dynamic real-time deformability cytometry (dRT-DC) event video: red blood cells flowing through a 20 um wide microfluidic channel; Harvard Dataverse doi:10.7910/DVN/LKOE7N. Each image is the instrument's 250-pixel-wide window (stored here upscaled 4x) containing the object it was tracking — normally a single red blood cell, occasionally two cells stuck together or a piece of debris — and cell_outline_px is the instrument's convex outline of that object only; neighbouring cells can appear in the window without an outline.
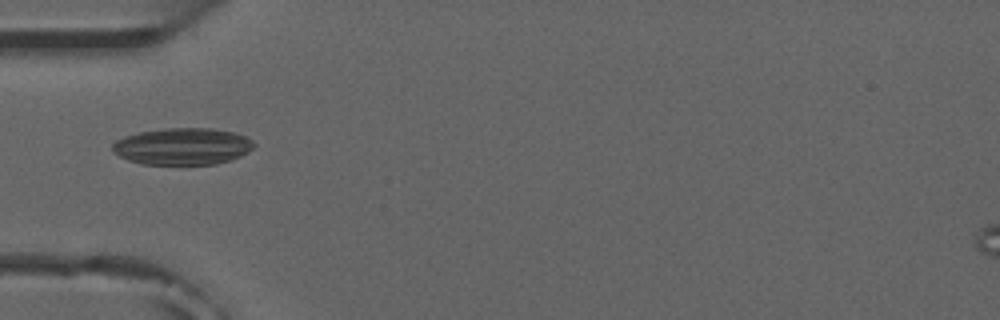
{"species": "common noctule bat (a hibernating species)", "species_latin": "Nyctalus noctula", "temperature_condition": "room temperature", "stored_images_in_passage": 8, "camera_frame_rate_fps": 3000, "um_per_image_px": 0.085, "animal": {"sex": "male", "forearm_length_mm": 52.5}, "frame": {"image": 1, "passage_image": 4, "time_ms": 3.667, "image_size_px": [1000, 320], "cell_outline_px": [[256, 144], [248, 152], [232, 160], [216, 164], [140, 164], [128, 160], [112, 152], [112, 144], [116, 140], [124, 136], [140, 132], [164, 128], [212, 128], [236, 132], [252, 140]], "centroid_in_image_um": [15.52, 12.44], "position_along_channel_um": 69.5, "area_um2": 30.58}}
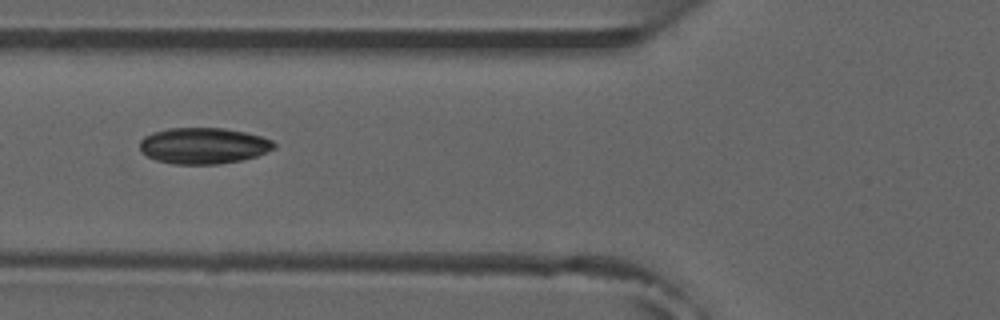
{"frame": {"image": 2, "passage_image": 5, "time_ms": 4.667, "image_size_px": [1000, 320], "cell_outline_px": [[276, 148], [268, 152], [256, 156], [240, 160], [220, 164], [172, 164], [156, 160], [140, 152], [140, 140], [144, 136], [152, 132], [168, 128], [224, 128], [244, 132], [260, 136], [272, 140], [276, 144]], "centroid_in_image_um": [17.28, 12.39], "position_along_channel_um": 108.5, "area_um2": 28.44}}
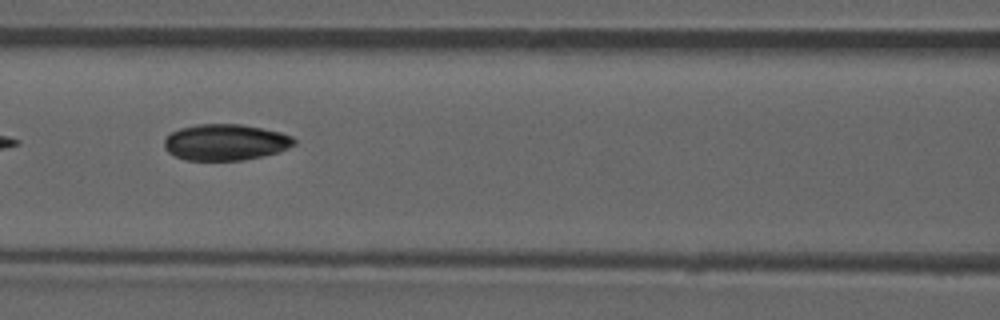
{"frame": {"image": 3, "passage_image": 6, "time_ms": 5.667, "image_size_px": [1000, 320], "cell_outline_px": [[296, 144], [288, 148], [264, 156], [244, 160], [184, 160], [168, 152], [164, 148], [164, 140], [172, 132], [180, 128], [196, 124], [240, 124], [280, 132], [292, 136], [296, 140]], "centroid_in_image_um": [19.16, 12.09], "position_along_channel_um": 147.4, "area_um2": 27.4}}